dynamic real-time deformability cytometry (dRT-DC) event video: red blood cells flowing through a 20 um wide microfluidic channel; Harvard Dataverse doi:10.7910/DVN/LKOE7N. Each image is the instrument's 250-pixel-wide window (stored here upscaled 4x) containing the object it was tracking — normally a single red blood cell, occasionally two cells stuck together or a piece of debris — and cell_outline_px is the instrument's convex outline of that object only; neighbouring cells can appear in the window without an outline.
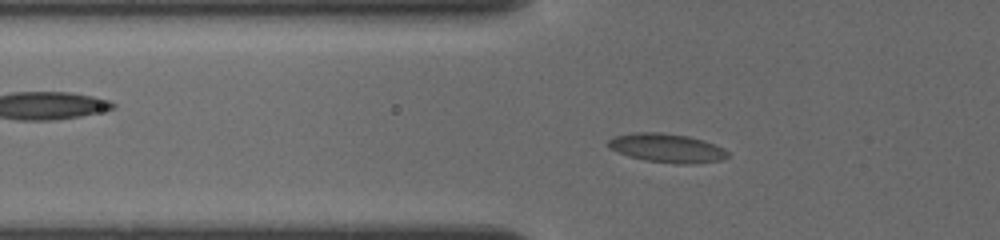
{"species": "common noctule bat (a hibernating species)", "species_latin": "Nyctalus noctula", "temperature_condition": "cold", "stored_images_in_passage": 55, "camera_frame_rate_fps": 3000, "um_per_image_px": 0.085, "animal": {"sex": "female", "body_mass_g": 19.5, "forearm_length_mm": 54.1}, "frame": {"image": 1, "passage_image": 13, "time_ms": 3.333, "image_size_px": [1000, 240], "cell_outline_px": [[728, 156], [720, 160], [692, 164], [676, 164], [648, 160], [628, 156], [608, 148], [608, 140], [616, 136], [636, 132], [660, 132], [688, 136], [704, 140], [724, 148], [728, 152]], "centroid_in_image_um": [56.69, 12.58], "position_along_channel_um": 69.1, "area_um2": 20.0}}
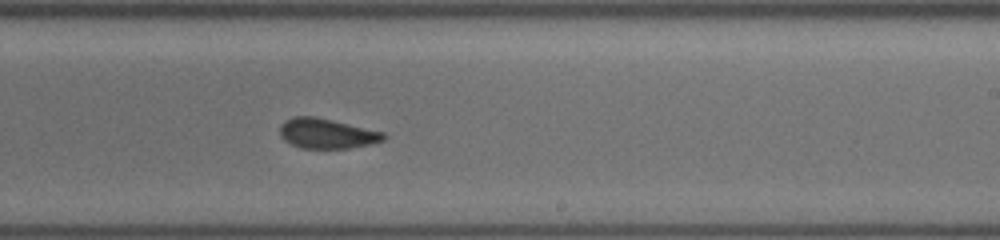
{"frame": {"image": 2, "passage_image": 31, "time_ms": 8.333, "image_size_px": [1000, 240], "cell_outline_px": [[388, 136], [384, 140], [368, 144], [348, 148], [300, 148], [284, 140], [280, 136], [280, 124], [284, 120], [292, 116], [312, 116], [332, 120], [384, 132]], "centroid_in_image_um": [27.75, 11.34], "position_along_channel_um": 261.3, "area_um2": 18.09}}
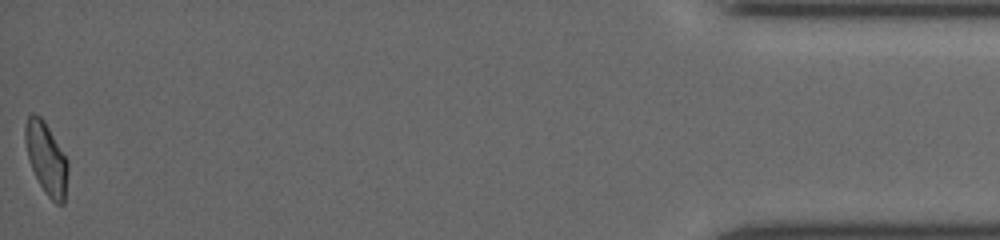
{"frame": {"image": 3, "passage_image": 55, "time_ms": 14.667, "image_size_px": [1000, 240], "cell_outline_px": [[68, 172], [64, 204], [56, 204], [44, 192], [32, 168], [28, 156], [24, 140], [24, 128], [28, 116], [32, 112], [40, 116], [44, 120], [68, 160]], "centroid_in_image_um": [3.94, 13.45], "position_along_channel_um": 431.3, "area_um2": 17.86}}